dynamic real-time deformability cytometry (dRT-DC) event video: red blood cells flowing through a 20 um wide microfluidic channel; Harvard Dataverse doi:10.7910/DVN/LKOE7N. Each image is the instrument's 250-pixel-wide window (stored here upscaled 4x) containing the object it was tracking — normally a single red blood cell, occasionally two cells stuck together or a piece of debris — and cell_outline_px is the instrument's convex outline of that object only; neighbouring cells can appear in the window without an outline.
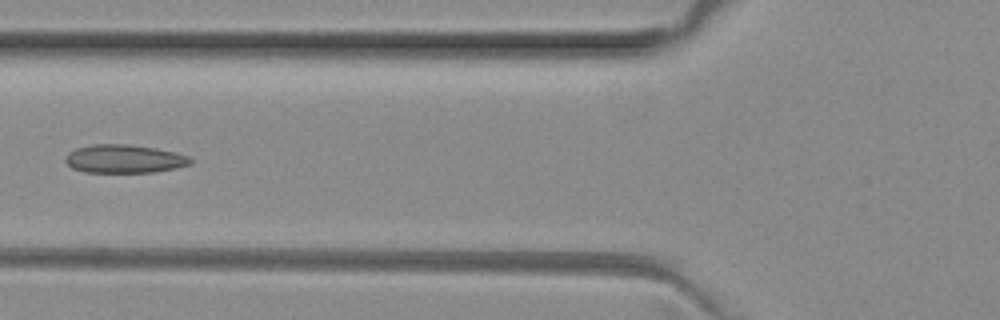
{"species": "common noctule bat (a hibernating species)", "species_latin": "Nyctalus noctula", "temperature_condition": "room temperature", "stored_images_in_passage": 6, "camera_frame_rate_fps": 3000, "um_per_image_px": 0.085, "animal": {"sex": "female", "body_mass_g": 29.2, "forearm_length_mm": 56.3}, "frame": {"image": 1, "passage_image": 5, "time_ms": 1.333, "image_size_px": [1000, 320], "cell_outline_px": [[192, 164], [176, 168], [156, 172], [84, 172], [72, 168], [64, 160], [68, 152], [76, 148], [92, 144], [128, 144], [156, 148], [176, 152], [192, 156]], "centroid_in_image_um": [10.6, 13.5], "position_along_channel_um": 115.2, "area_um2": 20.92}}
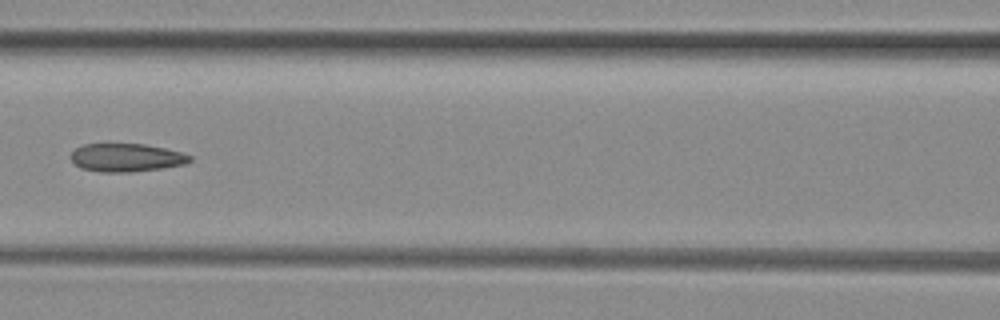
{"frame": {"image": 2, "passage_image": 6, "time_ms": 1.667, "image_size_px": [1000, 320], "cell_outline_px": [[192, 160], [184, 164], [164, 168], [132, 172], [100, 172], [80, 168], [72, 160], [72, 152], [76, 148], [84, 144], [144, 144], [164, 148], [180, 152], [192, 156]], "centroid_in_image_um": [10.75, 13.4], "position_along_channel_um": 155.8, "area_um2": 19.48}}